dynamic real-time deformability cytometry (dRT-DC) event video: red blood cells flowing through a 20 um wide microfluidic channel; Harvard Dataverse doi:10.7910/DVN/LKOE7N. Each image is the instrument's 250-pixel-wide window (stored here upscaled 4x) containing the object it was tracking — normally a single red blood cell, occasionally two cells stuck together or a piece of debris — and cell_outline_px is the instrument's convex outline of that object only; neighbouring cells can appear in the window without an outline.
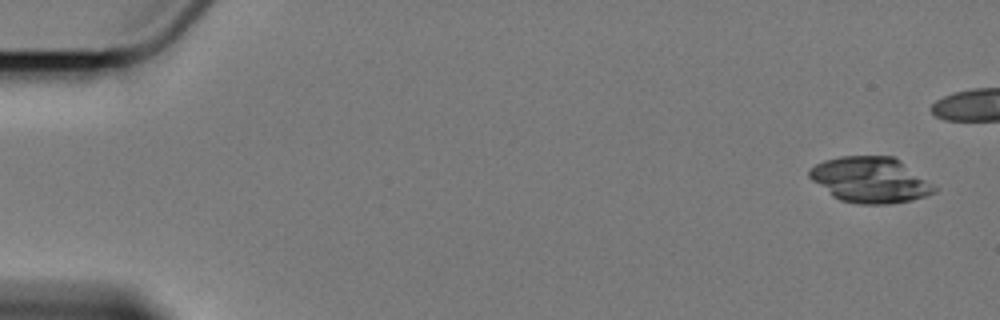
{"species": "Egyptian fruit bat (a non-hibernating species)", "species_latin": "Rousettus aegyptiacus", "temperature_condition": "cold", "stored_images_in_passage": 6, "camera_frame_rate_fps": 3000, "um_per_image_px": 0.085, "animal": {"sex": "female"}, "frame": {"image": 1, "passage_image": 1, "time_ms": 0.0, "image_size_px": [1000, 320], "cell_outline_px": [[940, 188], [936, 192], [912, 200], [888, 204], [860, 204], [840, 200], [832, 196], [812, 180], [808, 176], [808, 172], [816, 164], [824, 160], [840, 156], [892, 156], [900, 160]], "centroid_in_image_um": [74.01, 15.29], "position_along_channel_um": 11.0, "area_um2": 33.35}}